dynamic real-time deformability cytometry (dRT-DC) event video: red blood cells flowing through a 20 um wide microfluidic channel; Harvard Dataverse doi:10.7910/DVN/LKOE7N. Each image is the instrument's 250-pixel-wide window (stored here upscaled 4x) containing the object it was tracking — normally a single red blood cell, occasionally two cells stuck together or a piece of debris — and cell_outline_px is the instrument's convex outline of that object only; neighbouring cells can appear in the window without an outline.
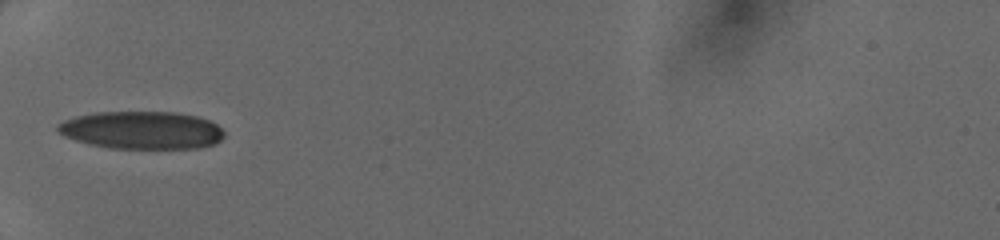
{"species": "human", "species_latin": "Homo sapiens", "temperature_condition": "cold", "stored_images_in_passage": 30, "camera_frame_rate_fps": 3000, "um_per_image_px": 0.085, "donor": {"sex": "female"}, "frame": {"image": 1, "passage_image": 1, "time_ms": 0.0, "image_size_px": [1000, 240], "cell_outline_px": [[224, 136], [216, 144], [200, 148], [108, 148], [88, 144], [64, 136], [56, 132], [56, 124], [64, 120], [76, 116], [96, 112], [176, 112], [196, 116], [208, 120], [216, 124], [224, 132]], "centroid_in_image_um": [12.02, 11.06], "position_along_channel_um": 73.0, "area_um2": 36.82}}
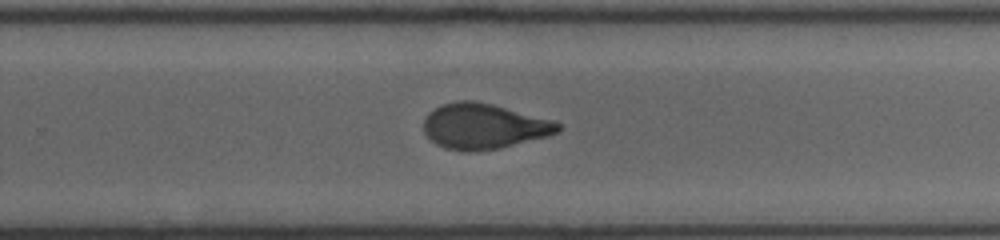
{"frame": {"image": 2, "passage_image": 16, "time_ms": 5.0, "image_size_px": [1000, 240], "cell_outline_px": [[560, 128], [556, 132], [548, 136], [500, 148], [468, 152], [444, 148], [436, 144], [424, 132], [424, 120], [428, 112], [444, 104], [456, 100], [472, 100], [492, 104], [556, 120], [560, 124]], "centroid_in_image_um": [41.13, 10.73], "position_along_channel_um": 288.7, "area_um2": 35.55}}
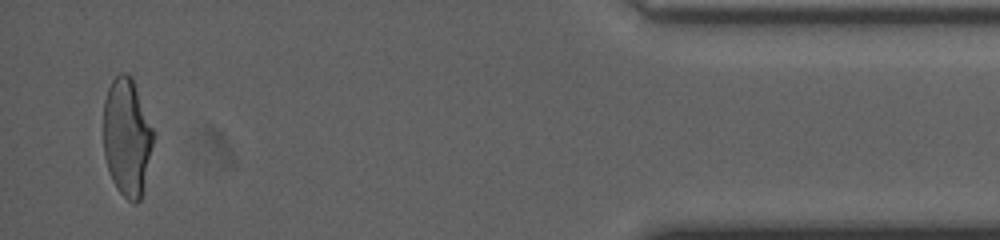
{"frame": {"image": 3, "passage_image": 29, "time_ms": 9.333, "image_size_px": [1000, 240], "cell_outline_px": [[152, 144], [140, 200], [136, 204], [132, 204], [116, 188], [112, 180], [104, 156], [104, 100], [108, 88], [112, 80], [120, 72], [124, 72], [132, 76], [152, 128]], "centroid_in_image_um": [10.76, 11.64], "position_along_channel_um": 424.4, "area_um2": 33.7}}